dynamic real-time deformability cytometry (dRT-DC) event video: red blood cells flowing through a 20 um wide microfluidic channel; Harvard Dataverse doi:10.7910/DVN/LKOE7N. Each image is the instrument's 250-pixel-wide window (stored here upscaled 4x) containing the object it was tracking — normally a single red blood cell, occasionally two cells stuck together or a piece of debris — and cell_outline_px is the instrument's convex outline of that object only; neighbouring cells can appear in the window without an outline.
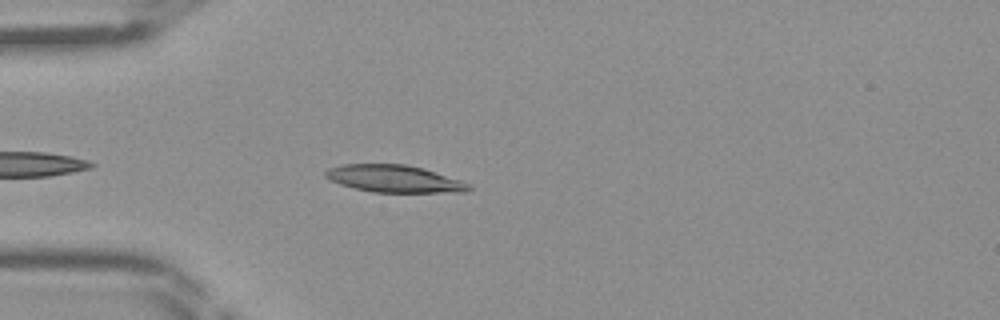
{"species": "Egyptian fruit bat (a non-hibernating species)", "species_latin": "Rousettus aegyptiacus", "temperature_condition": "room temperature", "stored_images_in_passage": 36, "camera_frame_rate_fps": 3000, "um_per_image_px": 0.085, "frame": {"image": 1, "passage_image": 4, "time_ms": 1.0, "image_size_px": [1000, 320], "cell_outline_px": [[472, 188], [468, 192], [372, 192], [340, 184], [324, 176], [324, 172], [328, 168], [340, 164], [404, 164], [424, 168], [460, 180], [468, 184]], "centroid_in_image_um": [33.5, 15.18], "position_along_channel_um": 51.5, "area_um2": 22.66}}
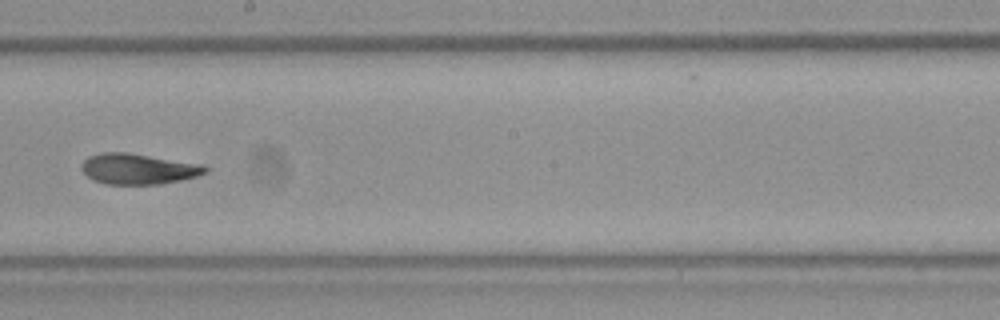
{"frame": {"image": 2, "passage_image": 17, "time_ms": 5.333, "image_size_px": [1000, 320], "cell_outline_px": [[208, 172], [196, 176], [180, 180], [160, 184], [108, 184], [92, 180], [80, 168], [80, 164], [88, 156], [100, 152], [128, 152], [204, 164], [208, 168]], "centroid_in_image_um": [11.74, 14.34], "position_along_channel_um": 236.5, "area_um2": 22.31}}
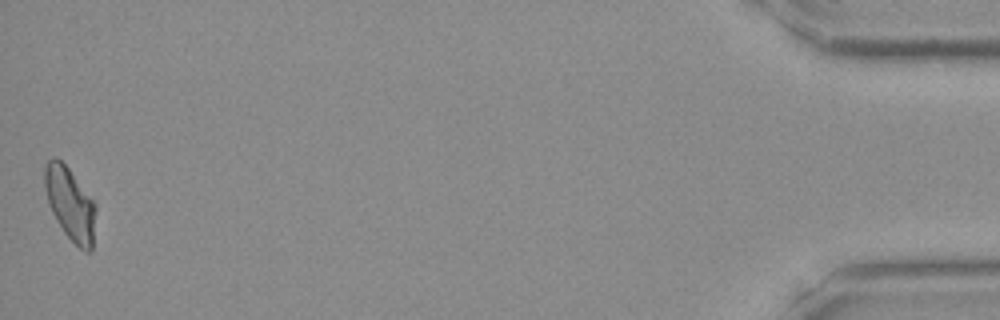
{"frame": {"image": 3, "passage_image": 36, "time_ms": 11.667, "image_size_px": [1000, 320], "cell_outline_px": [[96, 208], [92, 252], [84, 252], [64, 232], [56, 220], [48, 204], [44, 188], [44, 164], [52, 156], [56, 156], [68, 168], [96, 204]], "centroid_in_image_um": [5.95, 17.31], "position_along_channel_um": 429.3, "area_um2": 21.73}}